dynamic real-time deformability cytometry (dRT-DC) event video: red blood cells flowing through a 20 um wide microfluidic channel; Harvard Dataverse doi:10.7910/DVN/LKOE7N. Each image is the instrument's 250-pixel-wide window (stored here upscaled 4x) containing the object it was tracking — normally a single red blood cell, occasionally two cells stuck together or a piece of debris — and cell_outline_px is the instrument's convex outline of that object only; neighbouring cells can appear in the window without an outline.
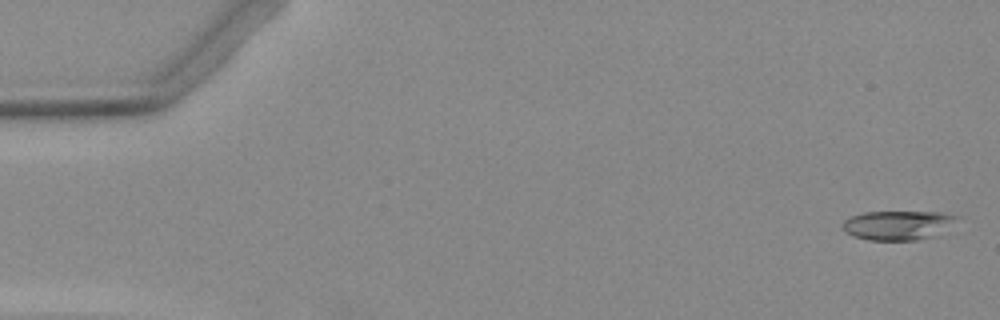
{"species": "Egyptian fruit bat (a non-hibernating species)", "species_latin": "Rousettus aegyptiacus", "temperature_condition": "warm", "stored_images_in_passage": 2, "camera_frame_rate_fps": 3000, "um_per_image_px": 0.085, "animal": {"sex": "female"}, "frame": {"image": 1, "passage_image": 1, "time_ms": 0.0, "image_size_px": [1000, 320], "cell_outline_px": [[960, 216], [956, 232], [940, 236], [916, 240], [868, 240], [852, 236], [844, 232], [844, 220], [852, 216], [864, 212], [940, 212]], "centroid_in_image_um": [76.56, 19.16], "position_along_channel_um": 8.4, "area_um2": 20.58}}